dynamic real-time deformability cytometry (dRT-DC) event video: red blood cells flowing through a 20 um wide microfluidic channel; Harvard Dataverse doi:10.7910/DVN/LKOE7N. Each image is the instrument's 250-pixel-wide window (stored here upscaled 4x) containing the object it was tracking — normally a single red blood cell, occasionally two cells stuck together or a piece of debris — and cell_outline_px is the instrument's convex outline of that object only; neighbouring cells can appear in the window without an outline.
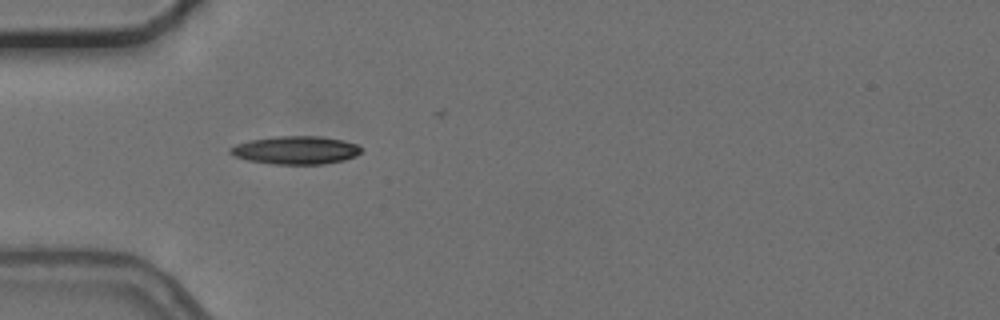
{"species": "common noctule bat (a hibernating species)", "species_latin": "Nyctalus noctula", "temperature_condition": "cold", "stored_images_in_passage": 34, "camera_frame_rate_fps": 3000, "um_per_image_px": 0.085, "animal": {"sex": "female", "body_mass_g": 24.6, "forearm_length_mm": 56.2}, "frame": {"image": 1, "passage_image": 1, "time_ms": 0.0, "image_size_px": [1000, 320], "cell_outline_px": [[360, 152], [356, 156], [344, 160], [324, 164], [272, 164], [248, 160], [236, 156], [228, 152], [228, 148], [236, 144], [248, 140], [272, 136], [320, 136], [340, 140], [356, 144], [360, 148]], "centroid_in_image_um": [25.09, 12.76], "position_along_channel_um": 59.9, "area_um2": 21.44}}
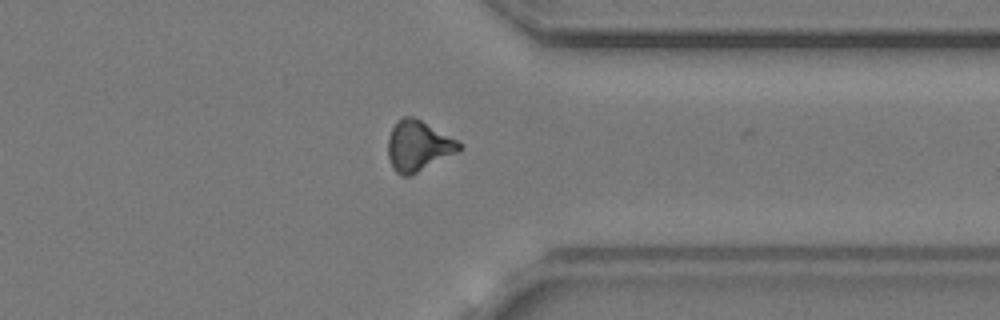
{"frame": {"image": 2, "passage_image": 27, "time_ms": 8.667, "image_size_px": [1000, 320], "cell_outline_px": [[464, 148], [408, 176], [404, 176], [396, 172], [392, 168], [388, 156], [388, 136], [392, 128], [404, 116], [412, 116], [420, 120], [464, 144]], "centroid_in_image_um": [35.53, 12.4], "position_along_channel_um": 375.9, "area_um2": 20.4}}
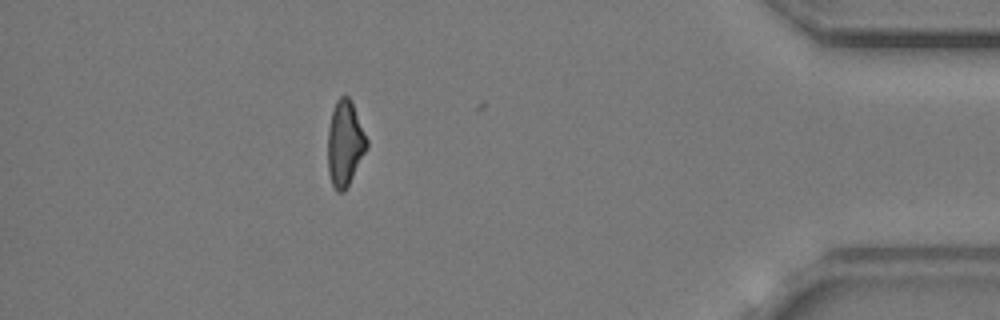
{"frame": {"image": 3, "passage_image": 33, "time_ms": 10.667, "image_size_px": [1000, 320], "cell_outline_px": [[368, 148], [344, 192], [336, 192], [332, 184], [328, 172], [328, 128], [332, 112], [336, 100], [340, 96], [348, 96], [352, 100], [368, 140]], "centroid_in_image_um": [29.32, 12.18], "position_along_channel_um": 405.9, "area_um2": 19.54}, "authors_computed_cell_mechanics": {"area_um2": 20.2878, "velocity_mm_per_s": 3.7261, "shape_relaxation_time_tau1_ms": 3.4966, "shape_relaxation_time_tau2_ms": 3.6444, "deformation_change_tau1": 0.151, "deformation_change_tau2": 0.1274}}